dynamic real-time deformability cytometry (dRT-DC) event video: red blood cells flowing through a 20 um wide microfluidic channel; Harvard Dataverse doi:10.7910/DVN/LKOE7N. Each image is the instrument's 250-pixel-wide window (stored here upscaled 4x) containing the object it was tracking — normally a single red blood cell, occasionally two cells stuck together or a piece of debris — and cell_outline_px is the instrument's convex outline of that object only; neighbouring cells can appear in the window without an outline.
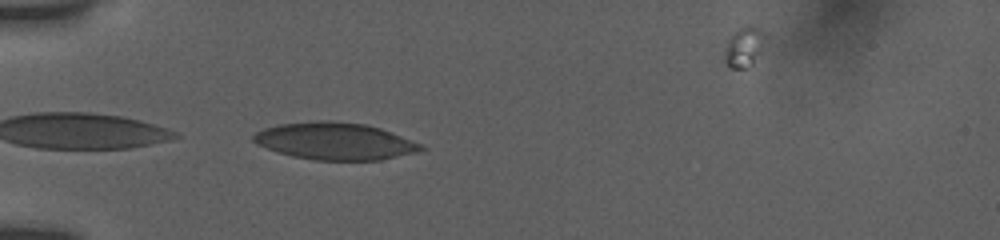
{"species": "human", "species_latin": "Homo sapiens", "temperature_condition": "room temperature", "stored_images_in_passage": 36, "camera_frame_rate_fps": 3000, "um_per_image_px": 0.085, "donor": {"sex": "female"}, "frame": {"image": 1, "passage_image": 1, "time_ms": 0.0, "image_size_px": [1000, 240], "cell_outline_px": [[424, 148], [416, 152], [380, 160], [316, 160], [292, 156], [276, 152], [256, 144], [252, 140], [252, 136], [256, 132], [264, 128], [280, 124], [320, 120], [328, 120], [364, 124], [380, 128], [392, 132], [424, 144]], "centroid_in_image_um": [28.46, 12.0], "position_along_channel_um": 56.5, "area_um2": 36.3}}
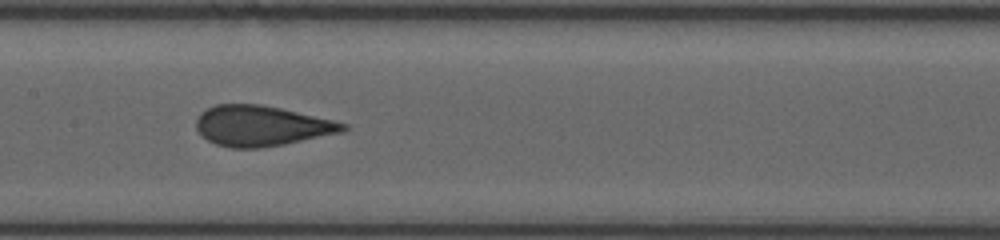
{"frame": {"image": 2, "passage_image": 12, "time_ms": 3.667, "image_size_px": [1000, 240], "cell_outline_px": [[348, 128], [340, 132], [284, 144], [260, 148], [232, 148], [216, 144], [208, 140], [196, 128], [196, 120], [200, 112], [216, 104], [260, 104], [280, 108], [332, 120], [348, 124]], "centroid_in_image_um": [22.19, 10.69], "position_along_channel_um": 185.2, "area_um2": 34.16}}
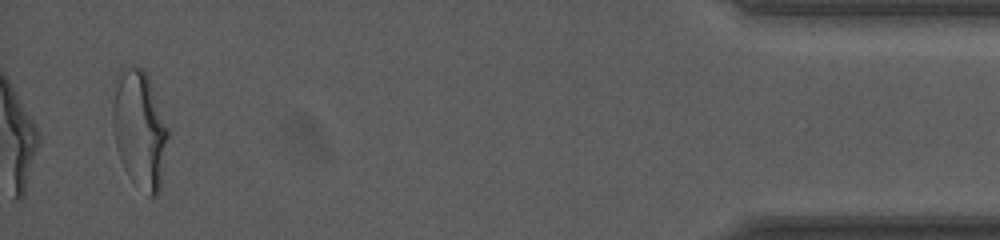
{"frame": {"image": 3, "passage_image": 36, "time_ms": 11.667, "image_size_px": [1000, 240], "cell_outline_px": [[168, 136], [160, 192], [156, 196], [148, 196], [128, 176], [120, 160], [116, 148], [112, 128], [112, 108], [116, 76], [128, 68], [144, 68], [148, 76], [168, 128]], "centroid_in_image_um": [11.86, 11.04], "position_along_channel_um": 423.3, "area_um2": 37.86}, "authors_computed_cell_mechanics": {"area_um2": 34.969, "velocity_mm_per_s": 3.8587, "shape_relaxation_time_tau1_ms": 10.0447, "shape_relaxation_time_tau2_ms": 0.7511, "deformation_change_tau1": 0.2368, "deformation_change_tau2": 0.0878}}